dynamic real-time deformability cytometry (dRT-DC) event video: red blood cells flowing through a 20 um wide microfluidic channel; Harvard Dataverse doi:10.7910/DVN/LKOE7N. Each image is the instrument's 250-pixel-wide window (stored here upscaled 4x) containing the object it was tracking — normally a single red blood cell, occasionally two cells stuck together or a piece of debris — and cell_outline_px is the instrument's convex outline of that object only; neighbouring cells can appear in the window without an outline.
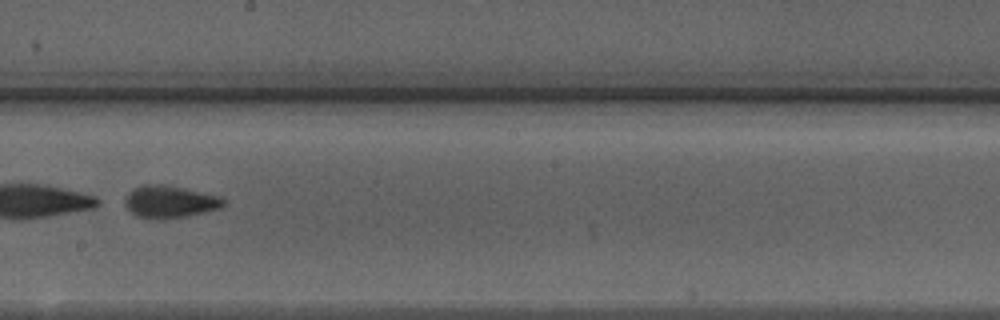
{"species": "Egyptian fruit bat (a non-hibernating species)", "species_latin": "Rousettus aegyptiacus", "temperature_condition": "warm", "stored_images_in_passage": 44, "segment_of_instrument_passage": [2, 2], "camera_frame_rate_fps": 3000, "um_per_image_px": 0.085, "animal": {"sex": "male"}, "frame": {"image": 1, "passage_image": 25, "time_ms": 8.0, "image_size_px": [1000, 320], "cell_outline_px": [[224, 204], [220, 208], [184, 216], [160, 220], [156, 220], [136, 216], [124, 204], [124, 196], [128, 192], [144, 184], [160, 184], [184, 188], [220, 196], [224, 200]], "centroid_in_image_um": [14.38, 17.15], "position_along_channel_um": 233.8, "area_um2": 18.44}}